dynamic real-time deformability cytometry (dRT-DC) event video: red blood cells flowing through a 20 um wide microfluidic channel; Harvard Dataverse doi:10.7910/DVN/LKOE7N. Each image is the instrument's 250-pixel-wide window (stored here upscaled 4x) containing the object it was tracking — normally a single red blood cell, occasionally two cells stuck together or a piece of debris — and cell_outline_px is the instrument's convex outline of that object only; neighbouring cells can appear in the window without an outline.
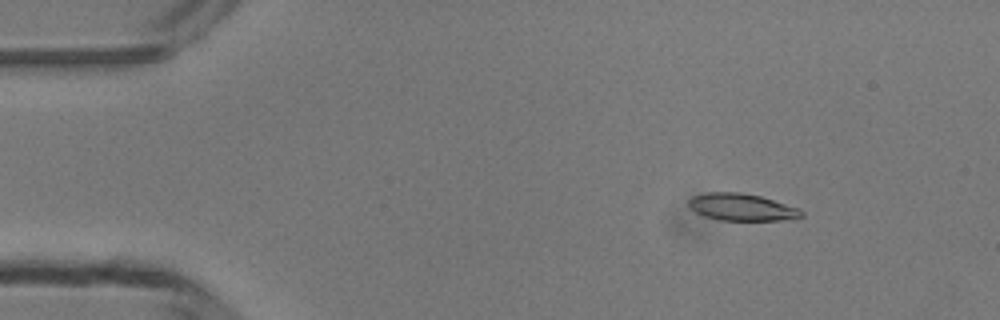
{"species": "common noctule bat (a hibernating species)", "species_latin": "Nyctalus noctula", "temperature_condition": "room temperature", "stored_images_in_passage": 14, "camera_frame_rate_fps": 3000, "um_per_image_px": 0.085, "animal": {"sex": "male", "body_mass_g": 13.3}, "frame": {"image": 1, "passage_image": 7, "time_ms": 2.0, "image_size_px": [1000, 320], "cell_outline_px": [[804, 216], [796, 220], [720, 220], [704, 216], [696, 212], [688, 204], [688, 200], [692, 196], [708, 192], [740, 192], [760, 196], [800, 208], [804, 212]], "centroid_in_image_um": [63.11, 17.61], "position_along_channel_um": 21.9, "area_um2": 17.98}}